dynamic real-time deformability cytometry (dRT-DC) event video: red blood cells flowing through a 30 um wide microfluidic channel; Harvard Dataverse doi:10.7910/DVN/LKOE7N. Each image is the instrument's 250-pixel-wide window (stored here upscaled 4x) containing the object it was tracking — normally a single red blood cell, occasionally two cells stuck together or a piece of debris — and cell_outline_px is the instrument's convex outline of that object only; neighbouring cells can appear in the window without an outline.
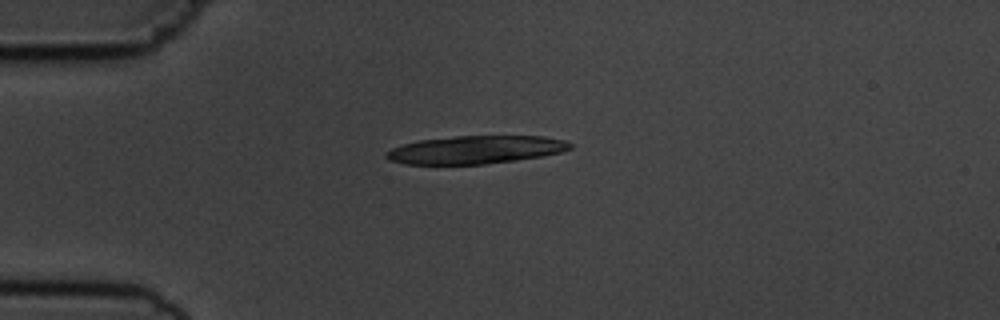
{"species": "common noctule bat (a hibernating species)", "species_latin": "Nyctalus noctula", "temperature_condition": "cold", "stored_images_in_passage": 3, "camera_frame_rate_fps": 3000, "um_per_image_px": 0.085, "animal": {"sex": "male", "body_mass_g": 19.5, "forearm_length_mm": 54.6}, "frame": {"image": 1, "passage_image": 1, "time_ms": 0.0, "image_size_px": [1000, 320], "cell_outline_px": [[572, 148], [560, 152], [544, 156], [516, 160], [484, 164], [404, 164], [388, 160], [384, 156], [384, 152], [392, 148], [404, 144], [420, 140], [456, 136], [544, 136], [564, 140], [572, 144]], "centroid_in_image_um": [40.41, 12.73], "position_along_channel_um": 44.6, "area_um2": 30.06}}